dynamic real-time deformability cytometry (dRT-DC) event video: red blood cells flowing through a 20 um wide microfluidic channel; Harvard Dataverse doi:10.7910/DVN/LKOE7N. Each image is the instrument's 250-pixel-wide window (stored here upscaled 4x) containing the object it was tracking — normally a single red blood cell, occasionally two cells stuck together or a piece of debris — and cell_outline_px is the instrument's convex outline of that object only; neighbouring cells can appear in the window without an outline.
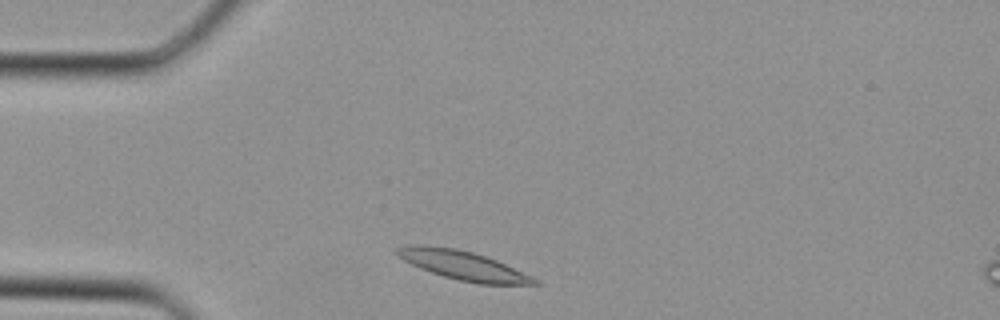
{"species": "Egyptian fruit bat (a non-hibernating species)", "species_latin": "Rousettus aegyptiacus", "temperature_condition": "cold", "stored_images_in_passage": 18, "camera_frame_rate_fps": 3000, "um_per_image_px": 0.085, "animal": {"sex": "female"}, "frame": {"image": 1, "passage_image": 2, "time_ms": 0.333, "image_size_px": [1000, 320], "cell_outline_px": [[540, 284], [476, 284], [456, 280], [420, 268], [404, 260], [396, 252], [396, 248], [412, 244], [420, 244], [456, 248], [472, 252], [496, 260], [532, 276], [540, 280]], "centroid_in_image_um": [39.38, 22.56], "position_along_channel_um": 45.6, "area_um2": 23.06}}
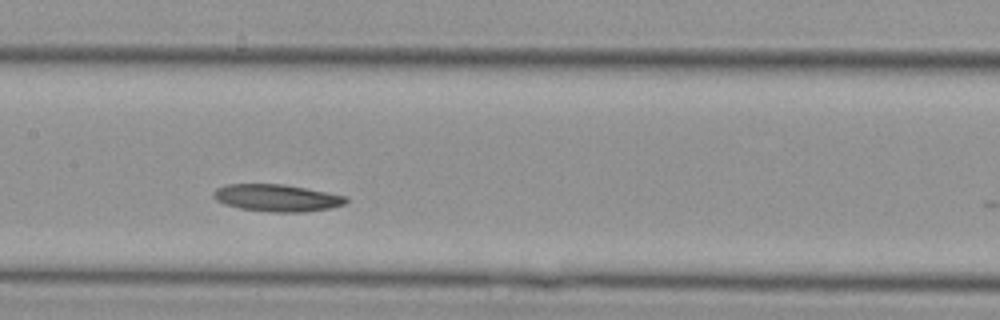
{"frame": {"image": 2, "passage_image": 11, "time_ms": 3.333, "image_size_px": [1000, 320], "cell_outline_px": [[348, 200], [344, 204], [328, 208], [300, 212], [272, 212], [240, 208], [224, 204], [216, 200], [212, 196], [216, 188], [224, 184], [284, 184], [328, 192], [348, 196]], "centroid_in_image_um": [23.52, 16.81], "position_along_channel_um": 183.9, "area_um2": 20.92}}
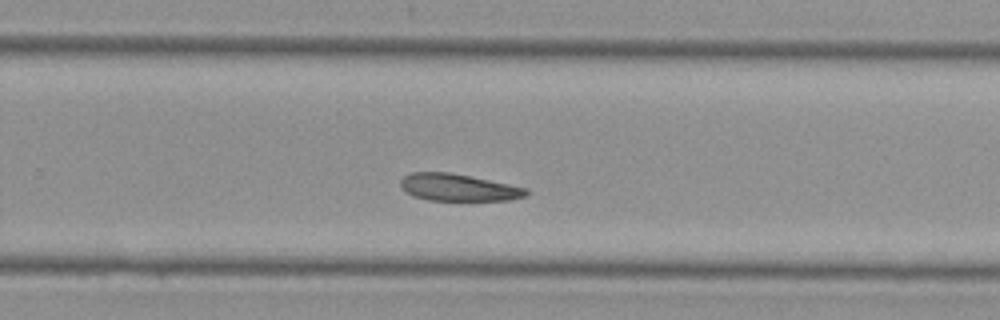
{"frame": {"image": 3, "passage_image": 17, "time_ms": 5.333, "image_size_px": [1000, 320], "cell_outline_px": [[528, 196], [508, 200], [428, 200], [412, 196], [400, 184], [400, 180], [404, 176], [412, 172], [452, 172], [528, 188]], "centroid_in_image_um": [38.98, 15.93], "position_along_channel_um": 290.8, "area_um2": 19.83}}